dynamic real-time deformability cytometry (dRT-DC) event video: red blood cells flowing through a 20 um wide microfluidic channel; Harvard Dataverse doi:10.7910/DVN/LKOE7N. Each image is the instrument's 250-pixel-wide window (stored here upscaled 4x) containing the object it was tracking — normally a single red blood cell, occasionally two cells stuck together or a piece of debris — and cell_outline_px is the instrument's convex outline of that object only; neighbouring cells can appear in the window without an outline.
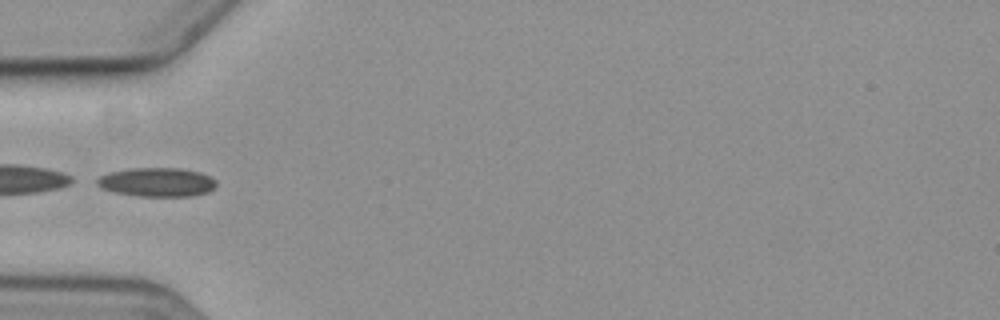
{"species": "common noctule bat (a hibernating species)", "species_latin": "Nyctalus noctula", "temperature_condition": "cold", "stored_images_in_passage": 6, "camera_frame_rate_fps": 3000, "um_per_image_px": 0.085, "animal": {"sex": "female", "body_mass_g": 19.3, "forearm_length_mm": 54.1}, "frame": {"image": 1, "passage_image": 4, "time_ms": 3.667, "image_size_px": [1000, 320], "cell_outline_px": [[216, 184], [208, 192], [192, 196], [140, 196], [112, 192], [100, 188], [96, 184], [96, 180], [100, 176], [112, 172], [132, 168], [180, 168], [200, 172], [216, 180]], "centroid_in_image_um": [13.32, 15.49], "position_along_channel_um": 71.7, "area_um2": 20.06}}